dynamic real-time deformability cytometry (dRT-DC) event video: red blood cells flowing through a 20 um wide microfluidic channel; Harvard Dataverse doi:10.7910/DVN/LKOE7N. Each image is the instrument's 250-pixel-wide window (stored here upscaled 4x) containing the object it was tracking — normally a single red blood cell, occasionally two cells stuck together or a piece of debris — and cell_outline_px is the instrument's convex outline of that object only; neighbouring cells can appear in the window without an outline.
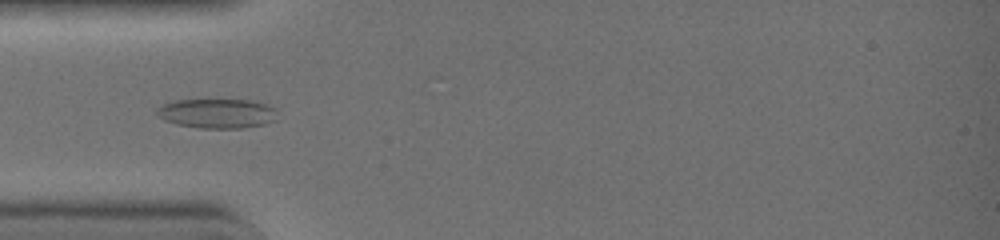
{"species": "common noctule bat (a hibernating species)", "species_latin": "Nyctalus noctula", "temperature_condition": "warm", "stored_images_in_passage": 7, "camera_frame_rate_fps": 3000, "um_per_image_px": 0.085, "animal": {"sex": "female", "body_mass_g": 19.0, "forearm_length_mm": 51.5}, "frame": {"image": 1, "passage_image": 5, "time_ms": 1.333, "image_size_px": [1000, 240], "cell_outline_px": [[276, 120], [264, 124], [244, 128], [200, 128], [176, 124], [164, 120], [156, 112], [164, 104], [176, 100], [248, 100], [264, 104], [276, 108]], "centroid_in_image_um": [18.49, 9.65], "position_along_channel_um": 66.5, "area_um2": 20.52}}
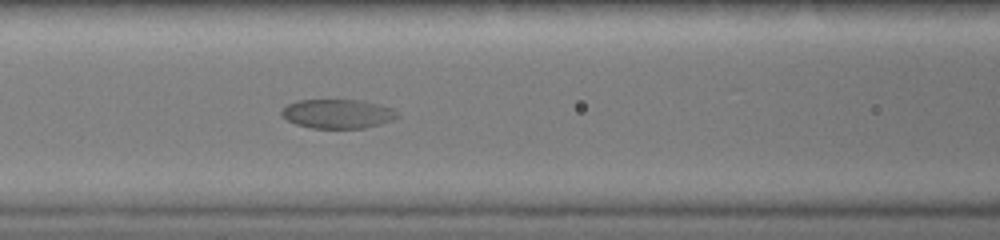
{"frame": {"image": 2, "passage_image": 7, "time_ms": 2.0, "image_size_px": [1000, 240], "cell_outline_px": [[400, 116], [392, 120], [380, 124], [364, 128], [312, 128], [296, 124], [288, 120], [280, 112], [288, 104], [300, 100], [356, 100], [376, 104], [392, 108]], "centroid_in_image_um": [28.71, 9.68], "position_along_channel_um": 137.9, "area_um2": 19.36}}